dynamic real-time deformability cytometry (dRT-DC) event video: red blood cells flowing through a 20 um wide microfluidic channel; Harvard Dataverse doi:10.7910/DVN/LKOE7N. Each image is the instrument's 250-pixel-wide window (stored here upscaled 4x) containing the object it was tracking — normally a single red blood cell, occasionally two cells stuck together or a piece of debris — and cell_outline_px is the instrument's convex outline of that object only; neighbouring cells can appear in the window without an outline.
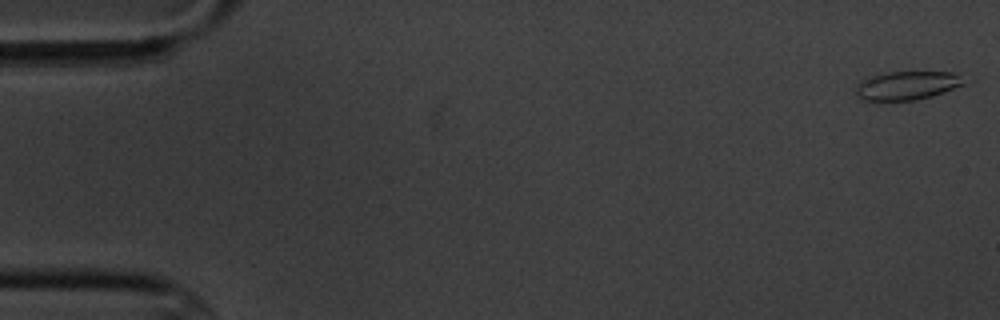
{"species": "common noctule bat (a hibernating species)", "species_latin": "Nyctalus noctula", "temperature_condition": "cold", "stored_images_in_passage": 6, "camera_frame_rate_fps": 3000, "um_per_image_px": 0.085, "animal": {"sex": "male", "body_mass_g": 20.1, "forearm_length_mm": 53.5}, "frame": {"image": 1, "passage_image": 1, "time_ms": 0.0, "image_size_px": [1000, 320], "cell_outline_px": [[972, 80], [968, 84], [932, 96], [916, 100], [864, 100], [856, 96], [856, 84], [864, 76], [888, 72], [952, 72]], "centroid_in_image_um": [77.15, 7.25], "position_along_channel_um": 7.9, "area_um2": 18.61}}
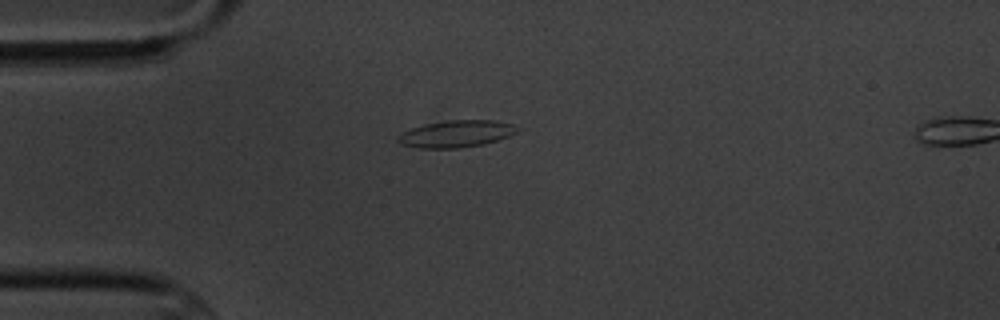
{"frame": {"image": 2, "passage_image": 5, "time_ms": 4.667, "image_size_px": [1000, 320], "cell_outline_px": [[520, 128], [516, 132], [508, 136], [484, 144], [460, 148], [420, 148], [400, 144], [396, 140], [404, 132], [412, 128], [424, 124], [444, 120], [492, 120], [512, 124]], "centroid_in_image_um": [38.78, 11.37], "position_along_channel_um": 46.2, "area_um2": 18.61}}